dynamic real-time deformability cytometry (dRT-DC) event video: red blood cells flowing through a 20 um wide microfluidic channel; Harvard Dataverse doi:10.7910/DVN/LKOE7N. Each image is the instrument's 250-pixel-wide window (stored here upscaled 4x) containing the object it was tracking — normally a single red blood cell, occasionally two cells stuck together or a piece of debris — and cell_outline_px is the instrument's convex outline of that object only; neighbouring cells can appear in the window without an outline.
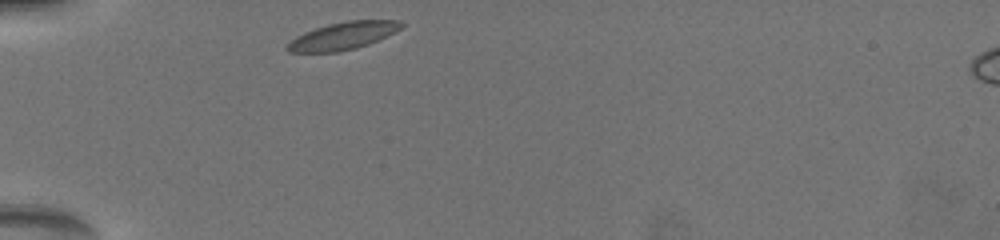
{"species": "common noctule bat (a hibernating species)", "species_latin": "Nyctalus noctula", "temperature_condition": "warm", "stored_images_in_passage": 3, "camera_frame_rate_fps": 3000, "um_per_image_px": 0.085, "animal": {"sex": "female", "body_mass_g": 19.5, "forearm_length_mm": 54.1}, "frame": {"image": 1, "passage_image": 1, "time_ms": 0.0, "image_size_px": [1000, 240], "cell_outline_px": [[404, 24], [400, 28], [368, 44], [356, 48], [336, 52], [288, 52], [284, 48], [296, 36], [304, 32], [328, 24], [348, 20], [400, 20]], "centroid_in_image_um": [29.1, 3.04], "position_along_channel_um": 55.9, "area_um2": 17.98}}
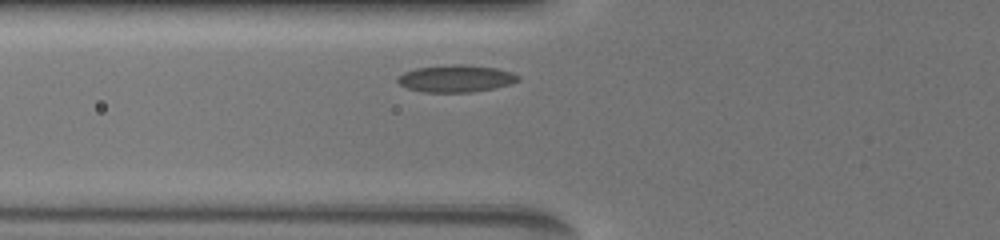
{"frame": {"image": 2, "passage_image": 3, "time_ms": 1.333, "image_size_px": [1000, 240], "cell_outline_px": [[520, 80], [508, 84], [492, 88], [468, 92], [424, 92], [408, 88], [400, 84], [396, 80], [404, 72], [416, 68], [444, 64], [464, 64], [496, 68], [512, 72], [520, 76]], "centroid_in_image_um": [38.75, 6.66], "position_along_channel_um": 87.1, "area_um2": 18.96}}